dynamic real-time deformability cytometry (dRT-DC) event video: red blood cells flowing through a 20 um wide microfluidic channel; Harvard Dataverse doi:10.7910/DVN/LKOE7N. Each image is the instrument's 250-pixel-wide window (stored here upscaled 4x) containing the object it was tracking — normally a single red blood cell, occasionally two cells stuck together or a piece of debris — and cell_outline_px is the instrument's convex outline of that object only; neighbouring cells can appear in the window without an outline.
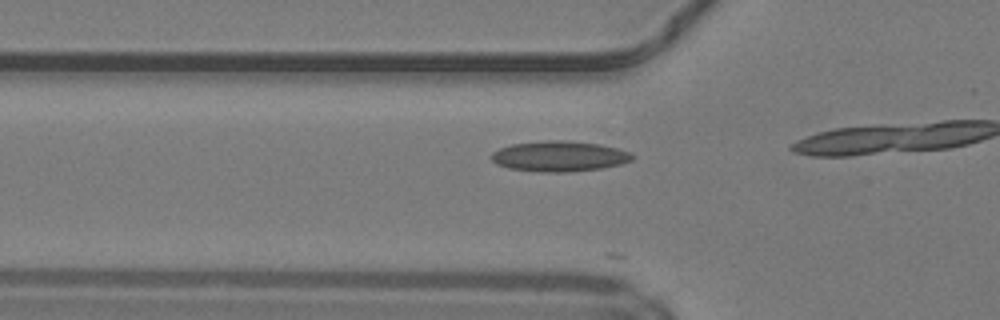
{"species": "common noctule bat (a hibernating species)", "species_latin": "Nyctalus noctula", "temperature_condition": "warm", "stored_images_in_passage": 16, "camera_frame_rate_fps": 3000, "um_per_image_px": 0.085, "animal": {"sex": "male", "body_mass_g": 19.2, "forearm_length_mm": 51.8}, "frame": {"image": 1, "passage_image": 14, "time_ms": 4.333, "image_size_px": [1000, 320], "cell_outline_px": [[636, 156], [632, 160], [620, 164], [600, 168], [568, 172], [540, 172], [508, 168], [496, 164], [492, 160], [492, 152], [500, 148], [512, 144], [548, 140], [564, 140], [600, 144], [632, 152]], "centroid_in_image_um": [47.56, 13.28], "position_along_channel_um": 78.2, "area_um2": 25.03}}